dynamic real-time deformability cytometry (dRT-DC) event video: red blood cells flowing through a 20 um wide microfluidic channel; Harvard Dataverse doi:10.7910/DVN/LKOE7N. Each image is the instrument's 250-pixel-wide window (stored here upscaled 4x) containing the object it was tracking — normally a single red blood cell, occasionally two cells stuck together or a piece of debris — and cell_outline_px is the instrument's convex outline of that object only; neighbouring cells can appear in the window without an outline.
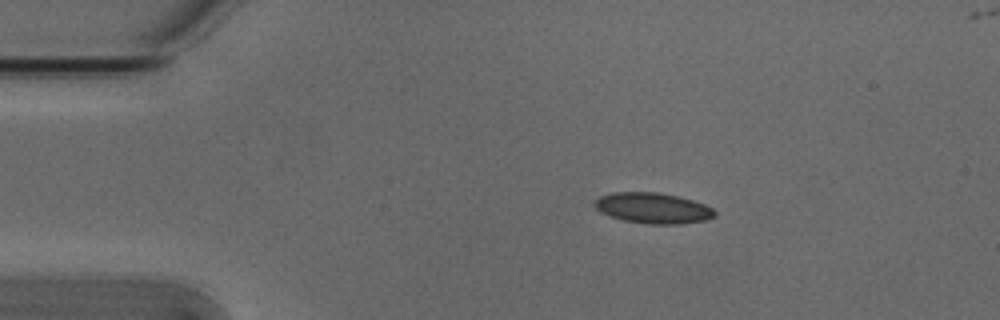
{"species": "Egyptian fruit bat (a non-hibernating species)", "species_latin": "Rousettus aegyptiacus", "temperature_condition": "cold", "stored_images_in_passage": 6, "camera_frame_rate_fps": 3000, "um_per_image_px": 0.085, "animal": {"sex": "male"}, "frame": {"image": 1, "passage_image": 2, "time_ms": 0.333, "image_size_px": [1000, 320], "cell_outline_px": [[716, 216], [704, 220], [680, 224], [648, 224], [624, 220], [600, 212], [592, 204], [600, 196], [612, 192], [660, 192], [692, 200], [704, 204], [712, 208], [716, 212]], "centroid_in_image_um": [55.49, 17.68], "position_along_channel_um": 29.5, "area_um2": 21.39}}
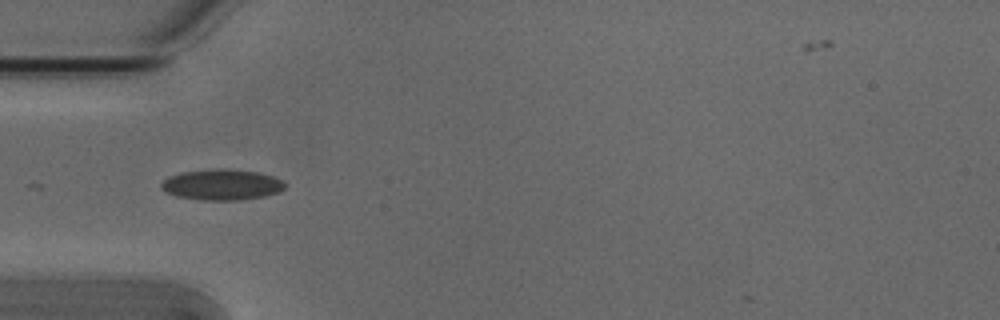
{"frame": {"image": 2, "passage_image": 4, "time_ms": 1.0, "image_size_px": [1000, 320], "cell_outline_px": [[284, 188], [280, 192], [264, 196], [240, 200], [200, 200], [176, 196], [160, 188], [160, 184], [168, 176], [180, 172], [216, 168], [228, 168], [256, 172], [272, 176], [284, 180]], "centroid_in_image_um": [18.84, 15.69], "position_along_channel_um": 66.2, "area_um2": 22.37}}
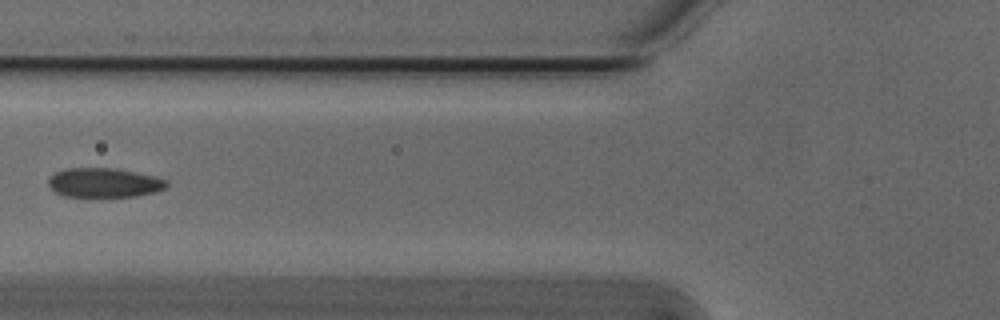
{"frame": {"image": 3, "passage_image": 5, "time_ms": 1.333, "image_size_px": [1000, 320], "cell_outline_px": [[168, 188], [156, 192], [136, 196], [64, 196], [56, 192], [48, 184], [48, 180], [56, 172], [64, 168], [112, 168], [136, 172], [168, 180]], "centroid_in_image_um": [8.88, 15.52], "position_along_channel_um": 116.9, "area_um2": 20.11}}